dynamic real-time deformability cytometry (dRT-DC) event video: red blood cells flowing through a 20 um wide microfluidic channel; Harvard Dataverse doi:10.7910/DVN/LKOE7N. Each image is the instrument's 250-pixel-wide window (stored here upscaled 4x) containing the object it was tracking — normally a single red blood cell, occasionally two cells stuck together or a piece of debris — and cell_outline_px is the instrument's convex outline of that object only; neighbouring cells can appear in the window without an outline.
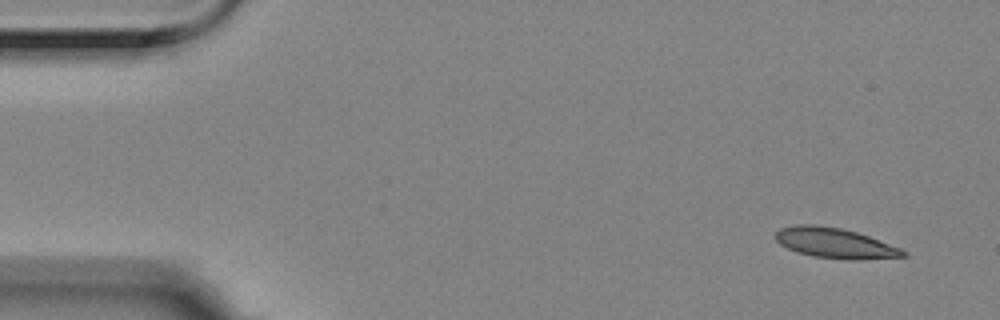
{"species": "Egyptian fruit bat (a non-hibernating species)", "species_latin": "Rousettus aegyptiacus", "temperature_condition": "room temperature", "stored_images_in_passage": 4, "camera_frame_rate_fps": 3000, "um_per_image_px": 0.085, "animal": {"sex": "female"}, "frame": {"image": 1, "passage_image": 1, "time_ms": 0.0, "image_size_px": [1000, 320], "cell_outline_px": [[908, 256], [856, 260], [848, 260], [812, 256], [788, 248], [780, 244], [776, 240], [776, 232], [780, 228], [796, 224], [816, 224], [840, 228], [856, 232], [868, 236], [900, 248], [908, 252]], "centroid_in_image_um": [70.98, 20.66], "position_along_channel_um": 14.0, "area_um2": 22.37}}
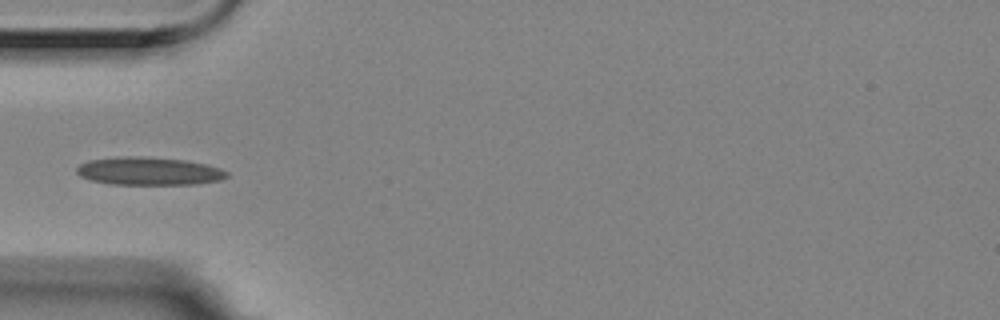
{"frame": {"image": 2, "passage_image": 4, "time_ms": 1.0, "image_size_px": [1000, 320], "cell_outline_px": [[228, 176], [220, 180], [196, 184], [112, 184], [92, 180], [80, 176], [76, 172], [76, 168], [80, 164], [88, 160], [120, 156], [132, 156], [184, 160], [208, 164], [220, 168], [228, 172]], "centroid_in_image_um": [12.66, 14.54], "position_along_channel_um": 72.3, "area_um2": 24.39}}